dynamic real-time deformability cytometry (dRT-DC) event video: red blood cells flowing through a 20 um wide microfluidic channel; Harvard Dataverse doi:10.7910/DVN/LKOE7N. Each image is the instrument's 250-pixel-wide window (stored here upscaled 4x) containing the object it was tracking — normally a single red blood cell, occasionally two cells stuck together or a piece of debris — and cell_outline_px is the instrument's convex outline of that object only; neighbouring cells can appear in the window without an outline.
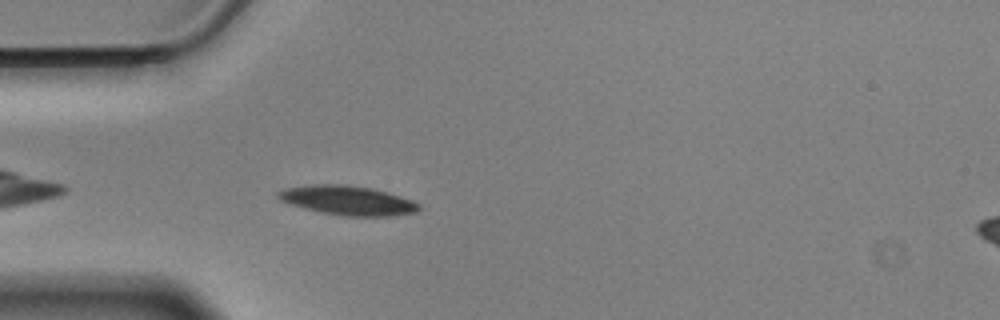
{"species": "Egyptian fruit bat (a non-hibernating species)", "species_latin": "Rousettus aegyptiacus", "temperature_condition": "cold", "stored_images_in_passage": 45, "camera_frame_rate_fps": 3000, "um_per_image_px": 0.085, "animal": {"sex": "male"}, "frame": {"image": 1, "passage_image": 4, "time_ms": 1.0, "image_size_px": [1000, 320], "cell_outline_px": [[420, 208], [416, 212], [388, 216], [344, 216], [304, 208], [280, 200], [276, 196], [276, 192], [284, 188], [312, 184], [348, 184], [372, 188], [388, 192], [412, 200], [420, 204]], "centroid_in_image_um": [29.55, 17.02], "position_along_channel_um": 55.5, "area_um2": 24.04}}
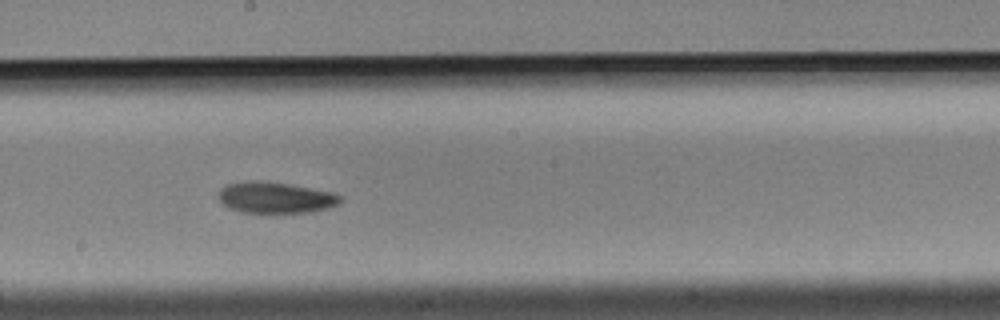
{"frame": {"image": 2, "passage_image": 19, "time_ms": 6.0, "image_size_px": [1000, 320], "cell_outline_px": [[340, 204], [328, 208], [308, 212], [244, 212], [228, 208], [216, 196], [220, 188], [228, 184], [244, 180], [260, 180], [288, 184], [332, 192], [340, 196]], "centroid_in_image_um": [23.36, 16.78], "position_along_channel_um": 224.8, "area_um2": 22.08}}
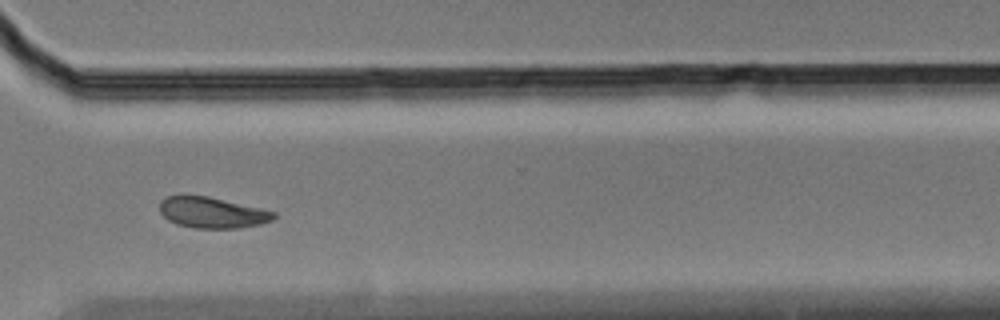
{"frame": {"image": 3, "passage_image": 30, "time_ms": 9.667, "image_size_px": [1000, 320], "cell_outline_px": [[276, 216], [272, 220], [260, 224], [240, 228], [192, 228], [176, 224], [168, 220], [160, 212], [160, 200], [168, 196], [208, 196], [260, 208], [276, 212]], "centroid_in_image_um": [18.03, 18.08], "position_along_channel_um": 352.6, "area_um2": 20.46}, "authors_computed_cell_mechanics": {"area_um2": 21.964, "velocity_mm_per_s": 3.4872, "shape_relaxation_time_tau1_ms": 2.2965, "shape_relaxation_time_tau2_ms": null, "deformation_change_tau1": 0.1178, "deformation_change_tau2": null}}